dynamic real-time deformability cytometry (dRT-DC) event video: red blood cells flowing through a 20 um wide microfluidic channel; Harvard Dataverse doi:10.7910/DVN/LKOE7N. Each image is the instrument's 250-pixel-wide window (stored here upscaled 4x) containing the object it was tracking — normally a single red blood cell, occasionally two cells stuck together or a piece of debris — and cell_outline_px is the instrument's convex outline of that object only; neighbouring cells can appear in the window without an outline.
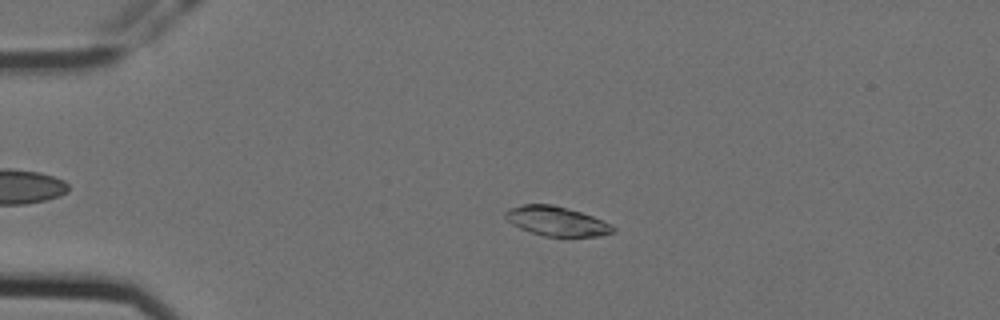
{"species": "Egyptian fruit bat (a non-hibernating species)", "species_latin": "Rousettus aegyptiacus", "temperature_condition": "cold", "stored_images_in_passage": 58, "camera_frame_rate_fps": 3000, "um_per_image_px": 0.085, "animal": {"sex": "female"}, "frame": {"image": 1, "passage_image": 14, "time_ms": 4.333, "image_size_px": [1000, 320], "cell_outline_px": [[616, 232], [600, 236], [544, 236], [520, 228], [512, 224], [504, 216], [504, 212], [512, 208], [524, 204], [552, 204], [580, 212], [592, 216], [612, 224], [616, 228]], "centroid_in_image_um": [47.35, 18.8], "position_along_channel_um": 37.7, "area_um2": 18.32}}
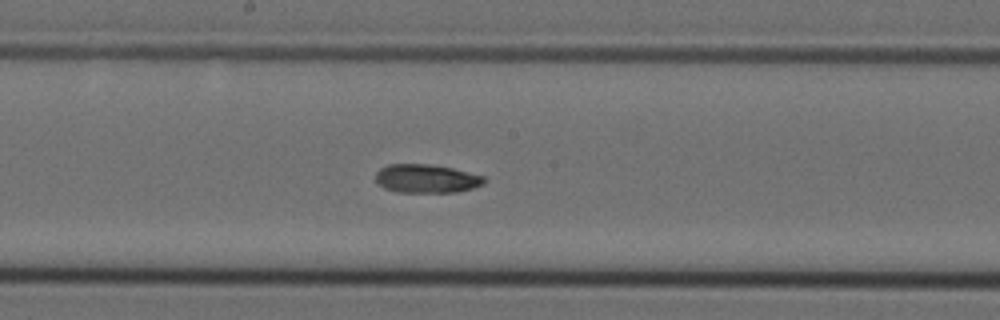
{"frame": {"image": 2, "passage_image": 32, "time_ms": 10.333, "image_size_px": [1000, 320], "cell_outline_px": [[488, 180], [484, 184], [472, 188], [456, 192], [396, 192], [384, 188], [376, 184], [376, 172], [380, 168], [388, 164], [428, 164], [452, 168], [484, 176]], "centroid_in_image_um": [36.23, 15.18], "position_along_channel_um": 212.0, "area_um2": 18.21}}
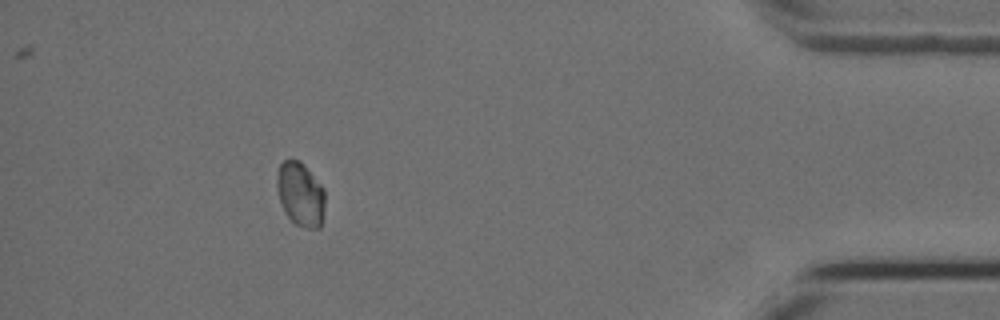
{"frame": {"image": 3, "passage_image": 53, "time_ms": 17.333, "image_size_px": [1000, 320], "cell_outline_px": [[324, 208], [320, 228], [304, 228], [296, 224], [284, 212], [280, 200], [276, 184], [276, 176], [280, 164], [284, 160], [300, 160], [304, 164], [324, 188]], "centroid_in_image_um": [25.53, 16.5], "position_along_channel_um": 409.7, "area_um2": 17.92}, "authors_computed_cell_mechanics": {"area_um2": 18.5249, "velocity_mm_per_s": 3.5452, "shape_relaxation_time_tau1_ms": 9.077, "shape_relaxation_time_tau2_ms": 6.2089, "deformation_change_tau1": 0.1807, "deformation_change_tau2": 0.0798}}